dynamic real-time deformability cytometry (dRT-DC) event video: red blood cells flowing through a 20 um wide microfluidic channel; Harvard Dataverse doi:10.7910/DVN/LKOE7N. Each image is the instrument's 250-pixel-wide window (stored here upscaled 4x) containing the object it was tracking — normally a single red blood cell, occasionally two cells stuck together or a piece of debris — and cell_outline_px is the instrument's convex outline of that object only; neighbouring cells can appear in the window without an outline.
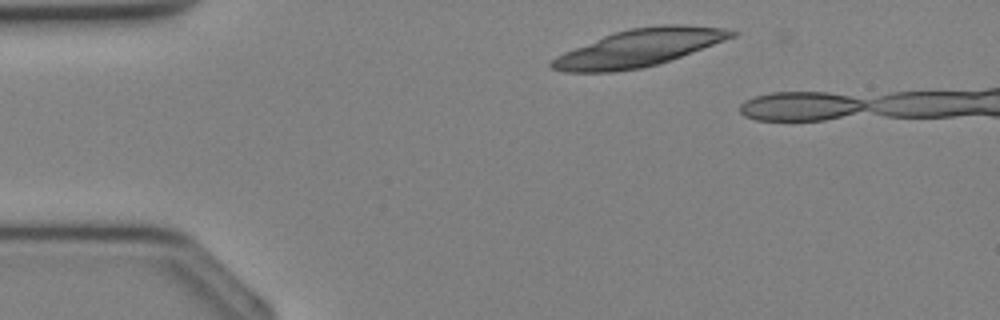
{"species": "Egyptian fruit bat (a non-hibernating species)", "species_latin": "Rousettus aegyptiacus", "temperature_condition": "cold", "stored_images_in_passage": 4, "camera_frame_rate_fps": 3000, "um_per_image_px": 0.085, "animal": {"sex": "female"}, "frame": {"image": 1, "passage_image": 2, "time_ms": 0.333, "image_size_px": [1000, 320], "cell_outline_px": [[736, 36], [680, 56], [656, 64], [640, 68], [612, 72], [564, 72], [552, 68], [548, 64], [556, 56], [564, 52], [604, 36], [616, 32], [632, 28], [664, 24], [684, 24], [724, 28], [736, 32]], "centroid_in_image_um": [54.3, 4.07], "position_along_channel_um": 30.7, "area_um2": 38.44}}